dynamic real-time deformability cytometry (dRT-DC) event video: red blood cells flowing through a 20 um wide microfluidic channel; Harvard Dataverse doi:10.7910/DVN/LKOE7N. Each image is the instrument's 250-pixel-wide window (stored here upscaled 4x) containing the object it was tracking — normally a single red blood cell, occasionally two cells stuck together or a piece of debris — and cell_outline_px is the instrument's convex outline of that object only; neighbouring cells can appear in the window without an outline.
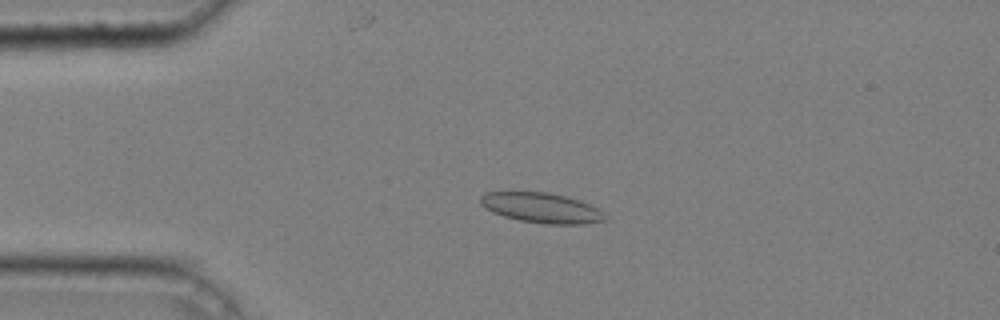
{"species": "common noctule bat (a hibernating species)", "species_latin": "Nyctalus noctula", "temperature_condition": "cold", "stored_images_in_passage": 42, "camera_frame_rate_fps": 3000, "um_per_image_px": 0.085, "animal": {"sex": "male", "body_mass_g": 20.4}, "frame": {"image": 1, "passage_image": 7, "time_ms": 2.0, "image_size_px": [1000, 320], "cell_outline_px": [[608, 220], [584, 224], [544, 224], [520, 220], [504, 216], [492, 212], [480, 204], [480, 196], [484, 192], [548, 192], [580, 200], [604, 212], [608, 216]], "centroid_in_image_um": [46.05, 17.67], "position_along_channel_um": 39.0, "area_um2": 21.91}}
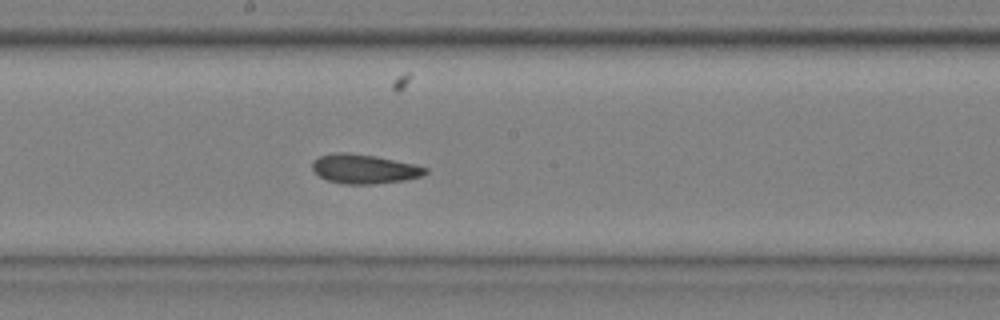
{"frame": {"image": 2, "passage_image": 24, "time_ms": 7.667, "image_size_px": [1000, 320], "cell_outline_px": [[428, 172], [420, 176], [404, 180], [372, 184], [344, 184], [328, 180], [320, 176], [312, 168], [312, 164], [320, 156], [336, 152], [344, 152], [376, 156], [412, 164], [428, 168]], "centroid_in_image_um": [30.96, 14.36], "position_along_channel_um": 217.2, "area_um2": 18.96}}
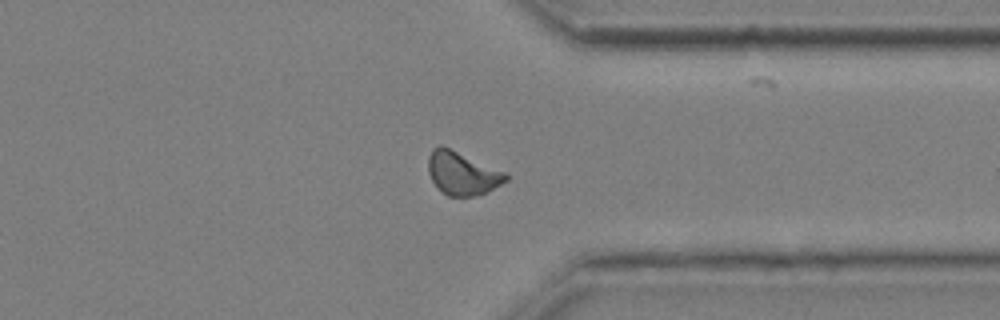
{"frame": {"image": 3, "passage_image": 37, "time_ms": 12.0, "image_size_px": [1000, 320], "cell_outline_px": [[508, 180], [484, 192], [472, 196], [448, 196], [432, 180], [428, 172], [428, 156], [432, 148], [440, 144], [508, 172]], "centroid_in_image_um": [39.29, 14.69], "position_along_channel_um": 372.1, "area_um2": 19.42}, "authors_computed_cell_mechanics": {"area_um2": 19.4786, "velocity_mm_per_s": 3.6207, "shape_relaxation_time_tau1_ms": null, "shape_relaxation_time_tau2_ms": 5.233, "deformation_change_tau1": null, "deformation_change_tau2": 0.0933}}